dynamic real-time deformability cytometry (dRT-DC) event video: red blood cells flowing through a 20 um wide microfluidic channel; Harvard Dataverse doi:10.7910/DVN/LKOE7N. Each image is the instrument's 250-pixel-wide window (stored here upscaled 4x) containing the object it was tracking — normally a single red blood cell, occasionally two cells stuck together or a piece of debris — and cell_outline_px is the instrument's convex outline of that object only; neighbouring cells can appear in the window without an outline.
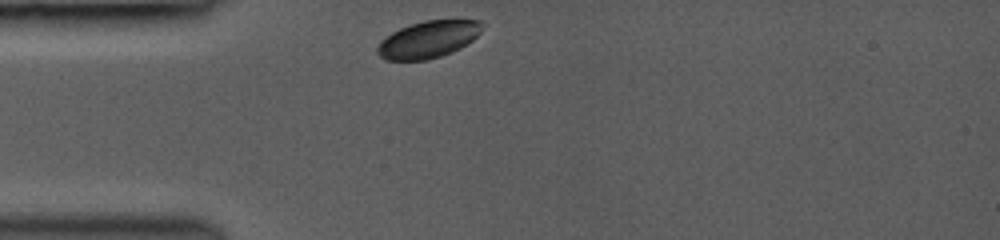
{"species": "common noctule bat (a hibernating species)", "species_latin": "Nyctalus noctula", "temperature_condition": "room temperature", "stored_images_in_passage": 11, "camera_frame_rate_fps": 3000, "um_per_image_px": 0.085, "animal": {"sex": "female", "body_mass_g": 19.0, "forearm_length_mm": 53.3}, "frame": {"image": 1, "passage_image": 1, "time_ms": 0.0, "image_size_px": [1000, 240], "cell_outline_px": [[484, 24], [480, 32], [472, 40], [460, 48], [452, 52], [428, 60], [384, 60], [376, 52], [376, 48], [380, 40], [392, 32], [400, 28], [424, 20], [480, 20]], "centroid_in_image_um": [36.38, 3.35], "position_along_channel_um": 48.6, "area_um2": 22.6}}
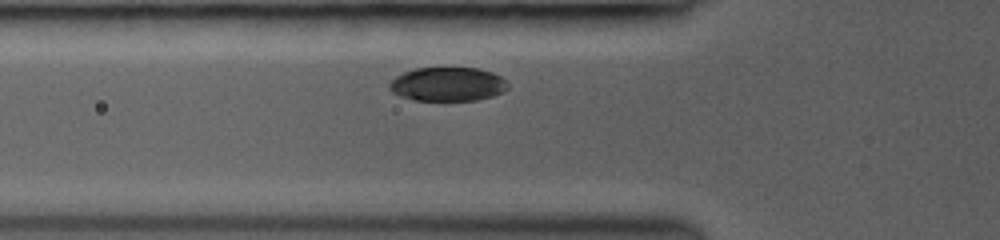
{"frame": {"image": 2, "passage_image": 8, "time_ms": 1.333, "image_size_px": [1000, 240], "cell_outline_px": [[508, 88], [492, 96], [476, 100], [416, 100], [400, 96], [392, 92], [388, 88], [388, 84], [396, 76], [404, 72], [416, 68], [476, 68], [492, 72], [508, 80]], "centroid_in_image_um": [38.05, 7.15], "position_along_channel_um": 87.8, "area_um2": 23.35}}